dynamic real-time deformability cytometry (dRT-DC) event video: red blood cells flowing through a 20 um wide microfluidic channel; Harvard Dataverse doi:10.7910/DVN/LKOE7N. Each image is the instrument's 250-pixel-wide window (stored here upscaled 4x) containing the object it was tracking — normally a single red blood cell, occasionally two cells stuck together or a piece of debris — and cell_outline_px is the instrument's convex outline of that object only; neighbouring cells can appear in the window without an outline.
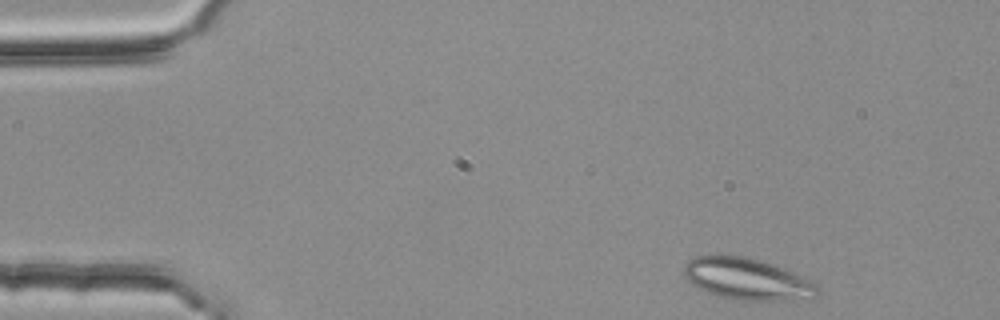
{"species": "common noctule bat (a hibernating species)", "species_latin": "Nyctalus noctula", "temperature_condition": "room temperature", "stored_images_in_passage": 3, "camera_frame_rate_fps": 3000, "um_per_image_px": 0.085, "animal": {"sex": "female", "body_mass_g": 25.1}, "frame": {"image": 1, "passage_image": 1, "time_ms": 0.0, "image_size_px": [1000, 320], "cell_outline_px": [[820, 292], [812, 300], [736, 300], [720, 296], [708, 292], [692, 284], [684, 276], [684, 264], [688, 260], [696, 256], [716, 252], [748, 256], [784, 268], [816, 284], [820, 288]], "centroid_in_image_um": [63.49, 23.68], "position_along_channel_um": 21.5, "area_um2": 33.12}}